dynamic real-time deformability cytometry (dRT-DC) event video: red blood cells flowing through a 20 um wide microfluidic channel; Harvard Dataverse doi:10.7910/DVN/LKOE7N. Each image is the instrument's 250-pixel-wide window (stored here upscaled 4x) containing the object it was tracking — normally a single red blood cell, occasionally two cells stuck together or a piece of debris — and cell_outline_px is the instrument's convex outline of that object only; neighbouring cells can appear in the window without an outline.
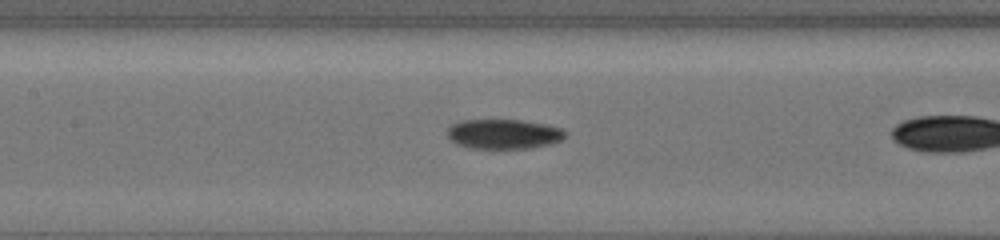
{"species": "common noctule bat (a hibernating species)", "species_latin": "Nyctalus noctula", "temperature_condition": "cold", "stored_images_in_passage": 17, "camera_frame_rate_fps": 3000, "um_per_image_px": 0.085, "animal": {"sex": "female", "body_mass_g": 19.5, "forearm_length_mm": 54.1}, "frame": {"image": 1, "passage_image": 15, "time_ms": 7.0, "image_size_px": [1000, 240], "cell_outline_px": [[568, 136], [564, 140], [552, 144], [532, 148], [468, 148], [456, 144], [448, 136], [448, 128], [452, 124], [460, 120], [524, 120], [564, 128], [568, 132]], "centroid_in_image_um": [42.9, 11.39], "position_along_channel_um": 164.5, "area_um2": 20.81}}